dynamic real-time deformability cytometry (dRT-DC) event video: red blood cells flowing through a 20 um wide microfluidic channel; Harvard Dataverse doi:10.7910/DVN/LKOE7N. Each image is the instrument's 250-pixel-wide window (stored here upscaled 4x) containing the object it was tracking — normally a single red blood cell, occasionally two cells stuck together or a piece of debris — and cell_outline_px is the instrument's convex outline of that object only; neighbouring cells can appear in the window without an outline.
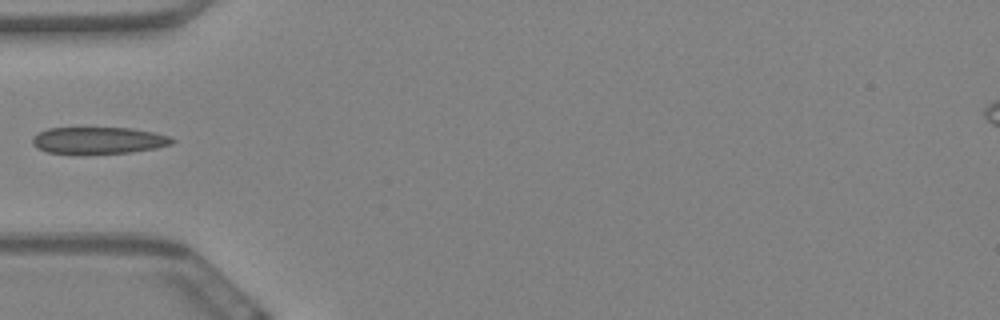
{"species": "Egyptian fruit bat (a non-hibernating species)", "species_latin": "Rousettus aegyptiacus", "temperature_condition": "warm", "stored_images_in_passage": 8, "camera_frame_rate_fps": 3000, "um_per_image_px": 0.085, "animal": {"sex": "female"}, "frame": {"image": 1, "passage_image": 1, "time_ms": 0.0, "image_size_px": [1000, 320], "cell_outline_px": [[176, 140], [172, 144], [156, 148], [128, 152], [84, 156], [76, 156], [48, 152], [36, 148], [32, 144], [32, 136], [48, 128], [132, 128], [156, 132], [172, 136]], "centroid_in_image_um": [8.36, 11.97], "position_along_channel_um": 76.6, "area_um2": 22.72}}
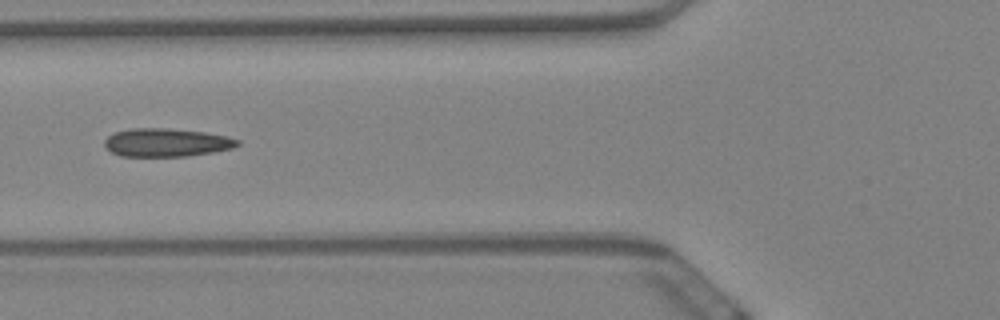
{"frame": {"image": 2, "passage_image": 4, "time_ms": 1.0, "image_size_px": [1000, 320], "cell_outline_px": [[240, 144], [232, 148], [212, 152], [188, 156], [120, 156], [112, 152], [104, 144], [104, 140], [108, 136], [116, 132], [132, 128], [168, 128], [204, 132], [228, 136], [240, 140]], "centroid_in_image_um": [14.17, 12.11], "position_along_channel_um": 111.6, "area_um2": 21.85}}
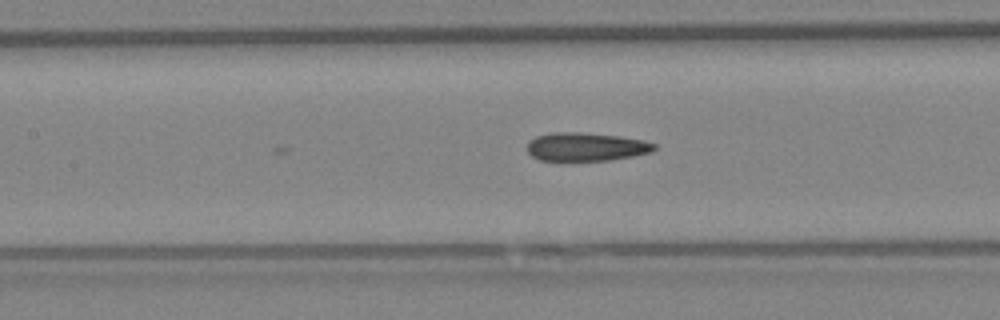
{"frame": {"image": 3, "passage_image": 8, "time_ms": 2.333, "image_size_px": [1000, 320], "cell_outline_px": [[656, 148], [652, 152], [632, 156], [608, 160], [540, 160], [532, 156], [528, 152], [528, 140], [536, 136], [552, 132], [580, 132], [620, 136], [644, 140], [656, 144]], "centroid_in_image_um": [49.81, 12.46], "position_along_channel_um": 157.6, "area_um2": 21.04}}